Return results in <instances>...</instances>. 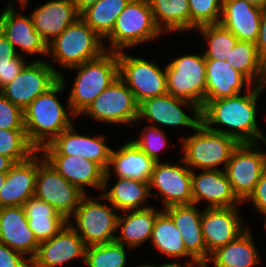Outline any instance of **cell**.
Masks as SVG:
<instances>
[{
  "label": "cell",
  "mask_w": 266,
  "mask_h": 267,
  "mask_svg": "<svg viewBox=\"0 0 266 267\" xmlns=\"http://www.w3.org/2000/svg\"><path fill=\"white\" fill-rule=\"evenodd\" d=\"M247 92L245 95L208 101L201 109V123L212 131L234 137L239 143H257L259 140L266 143L256 121V105L260 94L254 88H247ZM217 124L227 126L228 129L212 127Z\"/></svg>",
  "instance_id": "obj_1"
},
{
  "label": "cell",
  "mask_w": 266,
  "mask_h": 267,
  "mask_svg": "<svg viewBox=\"0 0 266 267\" xmlns=\"http://www.w3.org/2000/svg\"><path fill=\"white\" fill-rule=\"evenodd\" d=\"M65 79L59 80L46 92L33 100L24 113V128L29 143L40 151L64 130L72 126L71 116L62 106L57 94L64 89Z\"/></svg>",
  "instance_id": "obj_2"
},
{
  "label": "cell",
  "mask_w": 266,
  "mask_h": 267,
  "mask_svg": "<svg viewBox=\"0 0 266 267\" xmlns=\"http://www.w3.org/2000/svg\"><path fill=\"white\" fill-rule=\"evenodd\" d=\"M70 69L78 70L67 105L68 112L75 118L119 77L117 52L106 51L100 57Z\"/></svg>",
  "instance_id": "obj_3"
},
{
  "label": "cell",
  "mask_w": 266,
  "mask_h": 267,
  "mask_svg": "<svg viewBox=\"0 0 266 267\" xmlns=\"http://www.w3.org/2000/svg\"><path fill=\"white\" fill-rule=\"evenodd\" d=\"M195 134L182 139L183 164L201 170H217L219 165L227 166L231 154L239 145L232 136L208 129L200 123ZM215 167V168H214Z\"/></svg>",
  "instance_id": "obj_4"
},
{
  "label": "cell",
  "mask_w": 266,
  "mask_h": 267,
  "mask_svg": "<svg viewBox=\"0 0 266 267\" xmlns=\"http://www.w3.org/2000/svg\"><path fill=\"white\" fill-rule=\"evenodd\" d=\"M103 39L81 18L48 44V54L65 68L94 60L107 51ZM104 46V47H103Z\"/></svg>",
  "instance_id": "obj_5"
},
{
  "label": "cell",
  "mask_w": 266,
  "mask_h": 267,
  "mask_svg": "<svg viewBox=\"0 0 266 267\" xmlns=\"http://www.w3.org/2000/svg\"><path fill=\"white\" fill-rule=\"evenodd\" d=\"M148 0H130L116 19L112 32L106 37L111 49L119 52L160 36Z\"/></svg>",
  "instance_id": "obj_6"
},
{
  "label": "cell",
  "mask_w": 266,
  "mask_h": 267,
  "mask_svg": "<svg viewBox=\"0 0 266 267\" xmlns=\"http://www.w3.org/2000/svg\"><path fill=\"white\" fill-rule=\"evenodd\" d=\"M167 94L189 101L200 109L205 101L206 60L187 54L166 65Z\"/></svg>",
  "instance_id": "obj_7"
},
{
  "label": "cell",
  "mask_w": 266,
  "mask_h": 267,
  "mask_svg": "<svg viewBox=\"0 0 266 267\" xmlns=\"http://www.w3.org/2000/svg\"><path fill=\"white\" fill-rule=\"evenodd\" d=\"M112 210L116 211L112 205L92 200L85 194L72 215L77 228L70 220L68 224L84 240L86 246L115 242L119 214Z\"/></svg>",
  "instance_id": "obj_8"
},
{
  "label": "cell",
  "mask_w": 266,
  "mask_h": 267,
  "mask_svg": "<svg viewBox=\"0 0 266 267\" xmlns=\"http://www.w3.org/2000/svg\"><path fill=\"white\" fill-rule=\"evenodd\" d=\"M118 76L134 94L136 102L167 94L166 69L154 62L117 52Z\"/></svg>",
  "instance_id": "obj_9"
},
{
  "label": "cell",
  "mask_w": 266,
  "mask_h": 267,
  "mask_svg": "<svg viewBox=\"0 0 266 267\" xmlns=\"http://www.w3.org/2000/svg\"><path fill=\"white\" fill-rule=\"evenodd\" d=\"M50 63L34 60L25 65L20 74L0 89V92L23 111L39 95L50 89L61 75Z\"/></svg>",
  "instance_id": "obj_10"
},
{
  "label": "cell",
  "mask_w": 266,
  "mask_h": 267,
  "mask_svg": "<svg viewBox=\"0 0 266 267\" xmlns=\"http://www.w3.org/2000/svg\"><path fill=\"white\" fill-rule=\"evenodd\" d=\"M257 144L239 143L224 170L234 193L242 202H246L266 170V152L259 151Z\"/></svg>",
  "instance_id": "obj_11"
},
{
  "label": "cell",
  "mask_w": 266,
  "mask_h": 267,
  "mask_svg": "<svg viewBox=\"0 0 266 267\" xmlns=\"http://www.w3.org/2000/svg\"><path fill=\"white\" fill-rule=\"evenodd\" d=\"M84 195L85 193L69 183L45 158H40L35 197L53 206L58 213L69 220Z\"/></svg>",
  "instance_id": "obj_12"
},
{
  "label": "cell",
  "mask_w": 266,
  "mask_h": 267,
  "mask_svg": "<svg viewBox=\"0 0 266 267\" xmlns=\"http://www.w3.org/2000/svg\"><path fill=\"white\" fill-rule=\"evenodd\" d=\"M138 106L134 94L118 77L82 113L107 123H133L138 118Z\"/></svg>",
  "instance_id": "obj_13"
},
{
  "label": "cell",
  "mask_w": 266,
  "mask_h": 267,
  "mask_svg": "<svg viewBox=\"0 0 266 267\" xmlns=\"http://www.w3.org/2000/svg\"><path fill=\"white\" fill-rule=\"evenodd\" d=\"M73 125L64 130L40 152L44 155H73L97 163L105 172L110 163L111 148L106 146L102 135L95 137L77 133Z\"/></svg>",
  "instance_id": "obj_14"
},
{
  "label": "cell",
  "mask_w": 266,
  "mask_h": 267,
  "mask_svg": "<svg viewBox=\"0 0 266 267\" xmlns=\"http://www.w3.org/2000/svg\"><path fill=\"white\" fill-rule=\"evenodd\" d=\"M152 188L162 194L164 208L193 204L192 170L188 167L156 162L149 182V191Z\"/></svg>",
  "instance_id": "obj_15"
},
{
  "label": "cell",
  "mask_w": 266,
  "mask_h": 267,
  "mask_svg": "<svg viewBox=\"0 0 266 267\" xmlns=\"http://www.w3.org/2000/svg\"><path fill=\"white\" fill-rule=\"evenodd\" d=\"M237 207L206 208L202 212L201 229L206 244V264L214 251L235 240L245 231Z\"/></svg>",
  "instance_id": "obj_16"
},
{
  "label": "cell",
  "mask_w": 266,
  "mask_h": 267,
  "mask_svg": "<svg viewBox=\"0 0 266 267\" xmlns=\"http://www.w3.org/2000/svg\"><path fill=\"white\" fill-rule=\"evenodd\" d=\"M86 247L84 240L67 223L49 240L40 242L31 267H56L76 258L85 262Z\"/></svg>",
  "instance_id": "obj_17"
},
{
  "label": "cell",
  "mask_w": 266,
  "mask_h": 267,
  "mask_svg": "<svg viewBox=\"0 0 266 267\" xmlns=\"http://www.w3.org/2000/svg\"><path fill=\"white\" fill-rule=\"evenodd\" d=\"M191 105L193 117H189L182 110L184 104ZM149 119L152 122L165 126H185L195 129L201 123V109L186 100L179 99L170 94L148 98L138 106V118Z\"/></svg>",
  "instance_id": "obj_18"
},
{
  "label": "cell",
  "mask_w": 266,
  "mask_h": 267,
  "mask_svg": "<svg viewBox=\"0 0 266 267\" xmlns=\"http://www.w3.org/2000/svg\"><path fill=\"white\" fill-rule=\"evenodd\" d=\"M193 204L208 201L206 208H225L243 203L234 193L224 170H203L199 175L192 171Z\"/></svg>",
  "instance_id": "obj_19"
},
{
  "label": "cell",
  "mask_w": 266,
  "mask_h": 267,
  "mask_svg": "<svg viewBox=\"0 0 266 267\" xmlns=\"http://www.w3.org/2000/svg\"><path fill=\"white\" fill-rule=\"evenodd\" d=\"M0 242L32 260L39 242L29 228L23 206L0 207Z\"/></svg>",
  "instance_id": "obj_20"
},
{
  "label": "cell",
  "mask_w": 266,
  "mask_h": 267,
  "mask_svg": "<svg viewBox=\"0 0 266 267\" xmlns=\"http://www.w3.org/2000/svg\"><path fill=\"white\" fill-rule=\"evenodd\" d=\"M39 151L27 160L15 163L7 172L4 185L0 189V207L23 206L34 196L38 172Z\"/></svg>",
  "instance_id": "obj_21"
},
{
  "label": "cell",
  "mask_w": 266,
  "mask_h": 267,
  "mask_svg": "<svg viewBox=\"0 0 266 267\" xmlns=\"http://www.w3.org/2000/svg\"><path fill=\"white\" fill-rule=\"evenodd\" d=\"M35 30L47 45L80 18L71 0H53L39 6L30 15Z\"/></svg>",
  "instance_id": "obj_22"
},
{
  "label": "cell",
  "mask_w": 266,
  "mask_h": 267,
  "mask_svg": "<svg viewBox=\"0 0 266 267\" xmlns=\"http://www.w3.org/2000/svg\"><path fill=\"white\" fill-rule=\"evenodd\" d=\"M155 163L133 141L123 144L117 151L112 149L109 167L104 175L103 191L109 182L111 165L117 177L149 183Z\"/></svg>",
  "instance_id": "obj_23"
},
{
  "label": "cell",
  "mask_w": 266,
  "mask_h": 267,
  "mask_svg": "<svg viewBox=\"0 0 266 267\" xmlns=\"http://www.w3.org/2000/svg\"><path fill=\"white\" fill-rule=\"evenodd\" d=\"M262 10L246 0H223L219 23L238 40L256 43Z\"/></svg>",
  "instance_id": "obj_24"
},
{
  "label": "cell",
  "mask_w": 266,
  "mask_h": 267,
  "mask_svg": "<svg viewBox=\"0 0 266 267\" xmlns=\"http://www.w3.org/2000/svg\"><path fill=\"white\" fill-rule=\"evenodd\" d=\"M12 2L0 15V30L10 43L27 54H48V45L35 30L31 17L17 14Z\"/></svg>",
  "instance_id": "obj_25"
},
{
  "label": "cell",
  "mask_w": 266,
  "mask_h": 267,
  "mask_svg": "<svg viewBox=\"0 0 266 267\" xmlns=\"http://www.w3.org/2000/svg\"><path fill=\"white\" fill-rule=\"evenodd\" d=\"M69 183L84 193V186L103 190L105 171L95 162L73 155H43Z\"/></svg>",
  "instance_id": "obj_26"
},
{
  "label": "cell",
  "mask_w": 266,
  "mask_h": 267,
  "mask_svg": "<svg viewBox=\"0 0 266 267\" xmlns=\"http://www.w3.org/2000/svg\"><path fill=\"white\" fill-rule=\"evenodd\" d=\"M163 210L180 231L187 252L199 264H206V244L201 229L202 212L195 204L172 205Z\"/></svg>",
  "instance_id": "obj_27"
},
{
  "label": "cell",
  "mask_w": 266,
  "mask_h": 267,
  "mask_svg": "<svg viewBox=\"0 0 266 267\" xmlns=\"http://www.w3.org/2000/svg\"><path fill=\"white\" fill-rule=\"evenodd\" d=\"M244 83L247 88L252 87V83L244 75L234 70L226 60H206V87L203 106L208 101L240 94Z\"/></svg>",
  "instance_id": "obj_28"
},
{
  "label": "cell",
  "mask_w": 266,
  "mask_h": 267,
  "mask_svg": "<svg viewBox=\"0 0 266 267\" xmlns=\"http://www.w3.org/2000/svg\"><path fill=\"white\" fill-rule=\"evenodd\" d=\"M125 211L126 215H119L117 228L120 235L115 237V242L134 248L151 239L153 226L157 215L161 212L148 207L141 210Z\"/></svg>",
  "instance_id": "obj_29"
},
{
  "label": "cell",
  "mask_w": 266,
  "mask_h": 267,
  "mask_svg": "<svg viewBox=\"0 0 266 267\" xmlns=\"http://www.w3.org/2000/svg\"><path fill=\"white\" fill-rule=\"evenodd\" d=\"M23 208L29 228L39 243L49 240L68 223L53 206L35 196L28 199Z\"/></svg>",
  "instance_id": "obj_30"
},
{
  "label": "cell",
  "mask_w": 266,
  "mask_h": 267,
  "mask_svg": "<svg viewBox=\"0 0 266 267\" xmlns=\"http://www.w3.org/2000/svg\"><path fill=\"white\" fill-rule=\"evenodd\" d=\"M249 230H245L235 240L214 251L207 263L215 267H255L260 262Z\"/></svg>",
  "instance_id": "obj_31"
},
{
  "label": "cell",
  "mask_w": 266,
  "mask_h": 267,
  "mask_svg": "<svg viewBox=\"0 0 266 267\" xmlns=\"http://www.w3.org/2000/svg\"><path fill=\"white\" fill-rule=\"evenodd\" d=\"M151 195L149 183L129 178H120L106 193L99 195L111 203L117 211L141 210L151 206H141Z\"/></svg>",
  "instance_id": "obj_32"
},
{
  "label": "cell",
  "mask_w": 266,
  "mask_h": 267,
  "mask_svg": "<svg viewBox=\"0 0 266 267\" xmlns=\"http://www.w3.org/2000/svg\"><path fill=\"white\" fill-rule=\"evenodd\" d=\"M151 244L161 253L170 257H189L194 264H199L186 250L182 235L170 216L164 211L157 215L150 239Z\"/></svg>",
  "instance_id": "obj_33"
},
{
  "label": "cell",
  "mask_w": 266,
  "mask_h": 267,
  "mask_svg": "<svg viewBox=\"0 0 266 267\" xmlns=\"http://www.w3.org/2000/svg\"><path fill=\"white\" fill-rule=\"evenodd\" d=\"M148 2L150 3L155 23L162 32H186L190 30L188 0H148Z\"/></svg>",
  "instance_id": "obj_34"
},
{
  "label": "cell",
  "mask_w": 266,
  "mask_h": 267,
  "mask_svg": "<svg viewBox=\"0 0 266 267\" xmlns=\"http://www.w3.org/2000/svg\"><path fill=\"white\" fill-rule=\"evenodd\" d=\"M130 0H99L80 12V18L102 39L106 38L115 25L119 14Z\"/></svg>",
  "instance_id": "obj_35"
},
{
  "label": "cell",
  "mask_w": 266,
  "mask_h": 267,
  "mask_svg": "<svg viewBox=\"0 0 266 267\" xmlns=\"http://www.w3.org/2000/svg\"><path fill=\"white\" fill-rule=\"evenodd\" d=\"M208 43L205 60L225 61L238 42V39L220 23L207 24L196 28Z\"/></svg>",
  "instance_id": "obj_36"
},
{
  "label": "cell",
  "mask_w": 266,
  "mask_h": 267,
  "mask_svg": "<svg viewBox=\"0 0 266 267\" xmlns=\"http://www.w3.org/2000/svg\"><path fill=\"white\" fill-rule=\"evenodd\" d=\"M259 58L256 43L238 40L226 61L253 84L258 75Z\"/></svg>",
  "instance_id": "obj_37"
},
{
  "label": "cell",
  "mask_w": 266,
  "mask_h": 267,
  "mask_svg": "<svg viewBox=\"0 0 266 267\" xmlns=\"http://www.w3.org/2000/svg\"><path fill=\"white\" fill-rule=\"evenodd\" d=\"M125 248L117 242L87 246L84 263L88 267H125Z\"/></svg>",
  "instance_id": "obj_38"
},
{
  "label": "cell",
  "mask_w": 266,
  "mask_h": 267,
  "mask_svg": "<svg viewBox=\"0 0 266 267\" xmlns=\"http://www.w3.org/2000/svg\"><path fill=\"white\" fill-rule=\"evenodd\" d=\"M36 151L29 143L25 130H0V155L18 163L27 160Z\"/></svg>",
  "instance_id": "obj_39"
},
{
  "label": "cell",
  "mask_w": 266,
  "mask_h": 267,
  "mask_svg": "<svg viewBox=\"0 0 266 267\" xmlns=\"http://www.w3.org/2000/svg\"><path fill=\"white\" fill-rule=\"evenodd\" d=\"M24 57L16 52V49L0 30V89L14 80L25 67Z\"/></svg>",
  "instance_id": "obj_40"
},
{
  "label": "cell",
  "mask_w": 266,
  "mask_h": 267,
  "mask_svg": "<svg viewBox=\"0 0 266 267\" xmlns=\"http://www.w3.org/2000/svg\"><path fill=\"white\" fill-rule=\"evenodd\" d=\"M188 2L190 31L203 25L220 22L223 0H188Z\"/></svg>",
  "instance_id": "obj_41"
},
{
  "label": "cell",
  "mask_w": 266,
  "mask_h": 267,
  "mask_svg": "<svg viewBox=\"0 0 266 267\" xmlns=\"http://www.w3.org/2000/svg\"><path fill=\"white\" fill-rule=\"evenodd\" d=\"M166 141L163 129L161 130L159 126L154 124L144 128L140 139L133 142L155 162H159V152L167 144Z\"/></svg>",
  "instance_id": "obj_42"
},
{
  "label": "cell",
  "mask_w": 266,
  "mask_h": 267,
  "mask_svg": "<svg viewBox=\"0 0 266 267\" xmlns=\"http://www.w3.org/2000/svg\"><path fill=\"white\" fill-rule=\"evenodd\" d=\"M0 130H25L23 110L0 92Z\"/></svg>",
  "instance_id": "obj_43"
},
{
  "label": "cell",
  "mask_w": 266,
  "mask_h": 267,
  "mask_svg": "<svg viewBox=\"0 0 266 267\" xmlns=\"http://www.w3.org/2000/svg\"><path fill=\"white\" fill-rule=\"evenodd\" d=\"M0 242V267H31V260Z\"/></svg>",
  "instance_id": "obj_44"
},
{
  "label": "cell",
  "mask_w": 266,
  "mask_h": 267,
  "mask_svg": "<svg viewBox=\"0 0 266 267\" xmlns=\"http://www.w3.org/2000/svg\"><path fill=\"white\" fill-rule=\"evenodd\" d=\"M248 199L252 201L258 212H266V170L260 176L254 191L246 200L249 201Z\"/></svg>",
  "instance_id": "obj_45"
},
{
  "label": "cell",
  "mask_w": 266,
  "mask_h": 267,
  "mask_svg": "<svg viewBox=\"0 0 266 267\" xmlns=\"http://www.w3.org/2000/svg\"><path fill=\"white\" fill-rule=\"evenodd\" d=\"M256 48L259 56L266 54V9L262 10L259 36L256 41Z\"/></svg>",
  "instance_id": "obj_46"
},
{
  "label": "cell",
  "mask_w": 266,
  "mask_h": 267,
  "mask_svg": "<svg viewBox=\"0 0 266 267\" xmlns=\"http://www.w3.org/2000/svg\"><path fill=\"white\" fill-rule=\"evenodd\" d=\"M266 87V54L259 58V70L255 80L254 89L261 95V92Z\"/></svg>",
  "instance_id": "obj_47"
},
{
  "label": "cell",
  "mask_w": 266,
  "mask_h": 267,
  "mask_svg": "<svg viewBox=\"0 0 266 267\" xmlns=\"http://www.w3.org/2000/svg\"><path fill=\"white\" fill-rule=\"evenodd\" d=\"M14 164L10 158L0 155V172H8Z\"/></svg>",
  "instance_id": "obj_48"
},
{
  "label": "cell",
  "mask_w": 266,
  "mask_h": 267,
  "mask_svg": "<svg viewBox=\"0 0 266 267\" xmlns=\"http://www.w3.org/2000/svg\"><path fill=\"white\" fill-rule=\"evenodd\" d=\"M74 5L76 6V9L81 12L84 10L86 7L97 3L99 0H71Z\"/></svg>",
  "instance_id": "obj_49"
},
{
  "label": "cell",
  "mask_w": 266,
  "mask_h": 267,
  "mask_svg": "<svg viewBox=\"0 0 266 267\" xmlns=\"http://www.w3.org/2000/svg\"><path fill=\"white\" fill-rule=\"evenodd\" d=\"M192 264L193 262L187 261V264L185 267H195L194 264L193 265ZM159 267H181V263L179 264L175 261L174 263H165L163 265H160Z\"/></svg>",
  "instance_id": "obj_50"
},
{
  "label": "cell",
  "mask_w": 266,
  "mask_h": 267,
  "mask_svg": "<svg viewBox=\"0 0 266 267\" xmlns=\"http://www.w3.org/2000/svg\"><path fill=\"white\" fill-rule=\"evenodd\" d=\"M246 1L254 6L266 9V0H246Z\"/></svg>",
  "instance_id": "obj_51"
},
{
  "label": "cell",
  "mask_w": 266,
  "mask_h": 267,
  "mask_svg": "<svg viewBox=\"0 0 266 267\" xmlns=\"http://www.w3.org/2000/svg\"><path fill=\"white\" fill-rule=\"evenodd\" d=\"M7 177V172H0V189L4 185Z\"/></svg>",
  "instance_id": "obj_52"
},
{
  "label": "cell",
  "mask_w": 266,
  "mask_h": 267,
  "mask_svg": "<svg viewBox=\"0 0 266 267\" xmlns=\"http://www.w3.org/2000/svg\"><path fill=\"white\" fill-rule=\"evenodd\" d=\"M19 1H20V5H22L24 9L29 0H19Z\"/></svg>",
  "instance_id": "obj_53"
},
{
  "label": "cell",
  "mask_w": 266,
  "mask_h": 267,
  "mask_svg": "<svg viewBox=\"0 0 266 267\" xmlns=\"http://www.w3.org/2000/svg\"><path fill=\"white\" fill-rule=\"evenodd\" d=\"M139 267H159V266H156V265H150V264H143V265H141V266H139Z\"/></svg>",
  "instance_id": "obj_54"
},
{
  "label": "cell",
  "mask_w": 266,
  "mask_h": 267,
  "mask_svg": "<svg viewBox=\"0 0 266 267\" xmlns=\"http://www.w3.org/2000/svg\"><path fill=\"white\" fill-rule=\"evenodd\" d=\"M207 264H197V267H207Z\"/></svg>",
  "instance_id": "obj_55"
},
{
  "label": "cell",
  "mask_w": 266,
  "mask_h": 267,
  "mask_svg": "<svg viewBox=\"0 0 266 267\" xmlns=\"http://www.w3.org/2000/svg\"><path fill=\"white\" fill-rule=\"evenodd\" d=\"M262 215H265V224H264V228L266 229V212H263Z\"/></svg>",
  "instance_id": "obj_56"
}]
</instances>
